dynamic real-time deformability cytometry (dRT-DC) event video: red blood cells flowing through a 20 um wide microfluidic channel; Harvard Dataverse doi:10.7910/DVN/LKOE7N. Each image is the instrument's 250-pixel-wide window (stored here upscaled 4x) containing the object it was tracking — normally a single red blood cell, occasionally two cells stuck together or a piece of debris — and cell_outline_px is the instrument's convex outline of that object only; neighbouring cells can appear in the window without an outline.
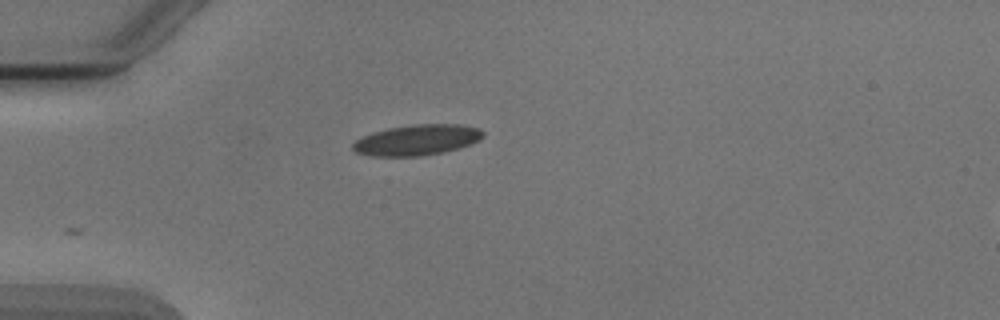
{"species": "Egyptian fruit bat (a non-hibernating species)", "species_latin": "Rousettus aegyptiacus", "temperature_condition": "cold", "stored_images_in_passage": 1, "camera_frame_rate_fps": 3000, "um_per_image_px": 0.085, "animal": {"sex": "male"}, "frame": {"image": 1, "passage_image": 1, "time_ms": 0.0, "image_size_px": [1000, 320], "cell_outline_px": [[484, 136], [480, 140], [472, 144], [460, 148], [444, 152], [420, 156], [372, 156], [356, 152], [352, 148], [352, 144], [356, 140], [364, 136], [388, 128], [416, 124], [460, 124], [480, 128], [484, 132]], "centroid_in_image_um": [35.51, 11.9], "position_along_channel_um": 49.5, "area_um2": 23.29}}